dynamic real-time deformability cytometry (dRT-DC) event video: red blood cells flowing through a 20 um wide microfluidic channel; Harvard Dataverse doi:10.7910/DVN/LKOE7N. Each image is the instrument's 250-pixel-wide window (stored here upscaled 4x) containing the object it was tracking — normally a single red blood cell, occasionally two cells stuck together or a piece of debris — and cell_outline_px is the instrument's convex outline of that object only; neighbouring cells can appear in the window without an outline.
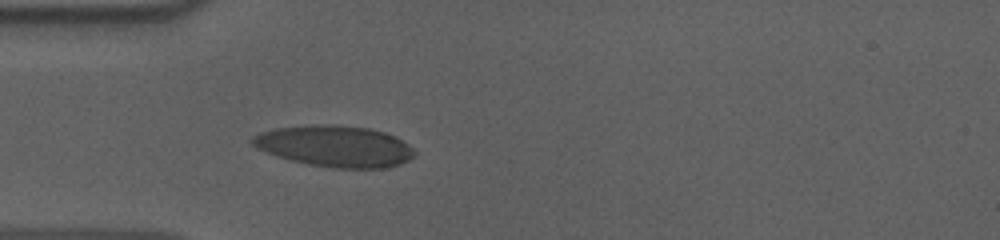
{"species": "human", "species_latin": "Homo sapiens", "temperature_condition": "cold", "stored_images_in_passage": 40, "camera_frame_rate_fps": 3000, "um_per_image_px": 0.085, "donor": {"sex": "male"}, "frame": {"image": 1, "passage_image": 1, "time_ms": 0.0, "image_size_px": [1000, 240], "cell_outline_px": [[416, 152], [408, 160], [400, 164], [388, 168], [332, 168], [308, 164], [276, 156], [256, 148], [248, 140], [252, 136], [260, 132], [276, 128], [312, 124], [336, 124], [368, 128], [384, 132], [396, 136], [408, 144]], "centroid_in_image_um": [28.44, 12.42], "position_along_channel_um": 56.6, "area_um2": 39.3}}
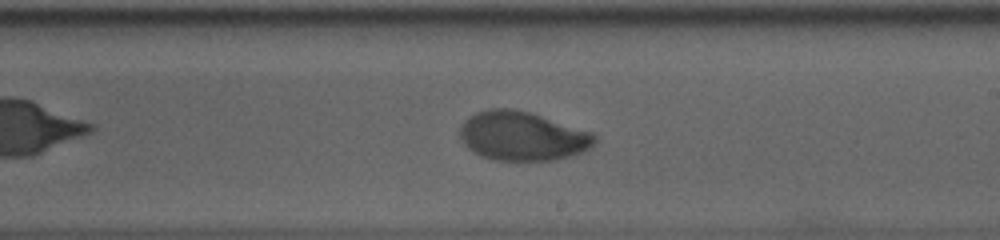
{"frame": {"image": 2, "passage_image": 17, "time_ms": 5.333, "image_size_px": [1000, 240], "cell_outline_px": [[596, 144], [592, 148], [584, 152], [572, 156], [552, 160], [492, 160], [480, 156], [468, 148], [464, 144], [460, 136], [460, 128], [464, 120], [468, 116], [476, 112], [488, 108], [512, 108], [528, 112], [592, 132], [596, 136]], "centroid_in_image_um": [44.4, 11.57], "position_along_channel_um": 244.6, "area_um2": 38.73}}
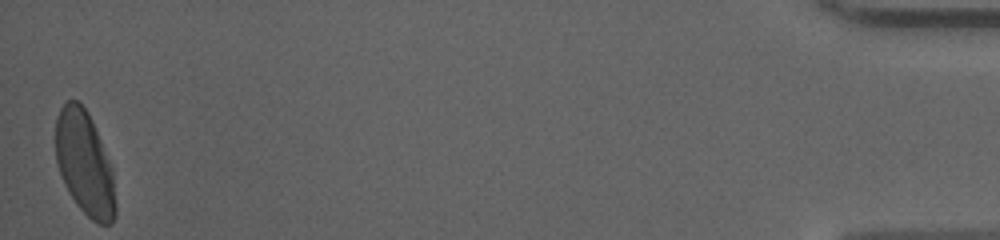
{"frame": {"image": 3, "passage_image": 40, "time_ms": 13.0, "image_size_px": [1000, 240], "cell_outline_px": [[116, 216], [112, 224], [96, 224], [76, 204], [68, 192], [60, 176], [56, 160], [56, 116], [60, 108], [68, 100], [76, 100], [88, 112], [92, 120], [108, 160], [112, 172], [116, 204]], "centroid_in_image_um": [7.18, 13.92], "position_along_channel_um": 428.0, "area_um2": 36.13}, "authors_computed_cell_mechanics": {"area_um2": 38.5526, "velocity_mm_per_s": 3.6207, "shape_relaxation_time_tau1_ms": 4.9875, "shape_relaxation_time_tau2_ms": 1.1443, "deformation_change_tau1": 0.1874, "deformation_change_tau2": 0.0383}}